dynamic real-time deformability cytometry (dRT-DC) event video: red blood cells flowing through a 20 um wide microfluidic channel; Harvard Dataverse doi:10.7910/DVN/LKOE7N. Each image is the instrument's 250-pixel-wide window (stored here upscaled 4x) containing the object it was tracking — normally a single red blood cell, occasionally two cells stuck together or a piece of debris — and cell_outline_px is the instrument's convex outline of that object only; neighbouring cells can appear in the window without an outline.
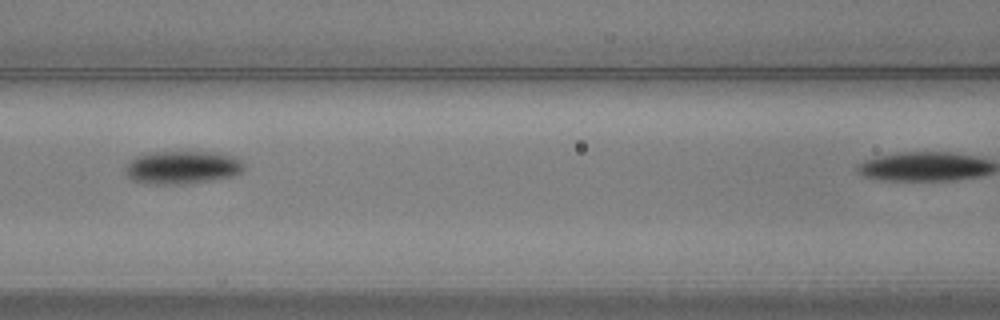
{"species": "common noctule bat (a hibernating species)", "species_latin": "Nyctalus noctula", "temperature_condition": "warm", "stored_images_in_passage": 5, "camera_frame_rate_fps": 3000, "um_per_image_px": 0.085, "animal": {"sex": "male", "body_mass_g": 20.5, "forearm_length_mm": 52.5}, "frame": {"image": 1, "passage_image": 4, "time_ms": 1.0, "image_size_px": [1000, 320], "cell_outline_px": [[244, 172], [232, 176], [212, 180], [184, 184], [140, 184], [132, 180], [124, 172], [124, 168], [136, 156], [148, 152], [216, 152], [236, 156], [244, 164]], "centroid_in_image_um": [15.49, 14.23], "position_along_channel_um": 151.1, "area_um2": 23.24}}